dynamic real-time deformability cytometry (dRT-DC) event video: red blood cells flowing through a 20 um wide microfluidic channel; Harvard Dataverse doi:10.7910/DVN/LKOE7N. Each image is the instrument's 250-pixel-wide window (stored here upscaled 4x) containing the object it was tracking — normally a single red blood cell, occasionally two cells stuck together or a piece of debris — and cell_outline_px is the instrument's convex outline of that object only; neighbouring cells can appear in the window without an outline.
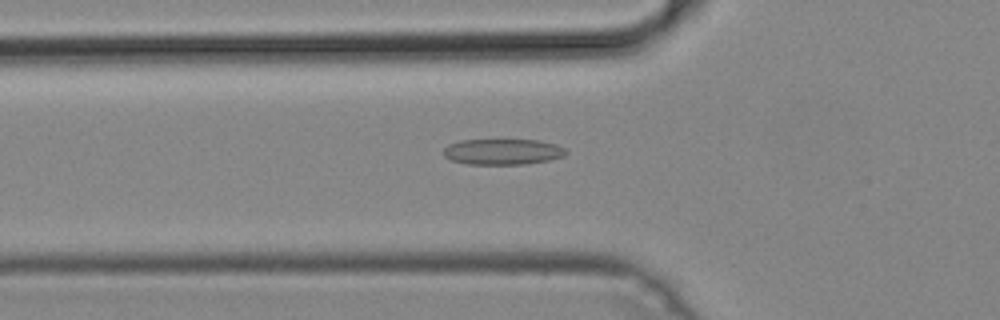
{"species": "common noctule bat (a hibernating species)", "species_latin": "Nyctalus noctula", "temperature_condition": "cold", "stored_images_in_passage": 44, "camera_frame_rate_fps": 3000, "um_per_image_px": 0.085, "animal": {"sex": "male", "body_mass_g": 19.2, "forearm_length_mm": 51.8}, "frame": {"image": 1, "passage_image": 11, "time_ms": 3.333, "image_size_px": [1000, 320], "cell_outline_px": [[568, 152], [564, 156], [548, 160], [524, 164], [468, 164], [452, 160], [444, 156], [444, 148], [448, 144], [460, 140], [540, 140], [556, 144], [564, 148]], "centroid_in_image_um": [42.73, 12.89], "position_along_channel_um": 83.1, "area_um2": 18.38}}
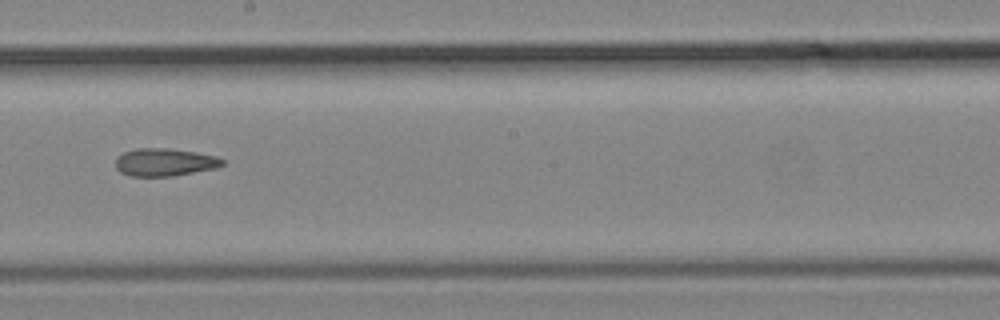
{"frame": {"image": 2, "passage_image": 22, "time_ms": 7.0, "image_size_px": [1000, 320], "cell_outline_px": [[224, 164], [216, 168], [172, 176], [128, 176], [120, 172], [116, 168], [116, 156], [124, 152], [136, 148], [168, 148], [196, 152], [216, 156], [224, 160]], "centroid_in_image_um": [13.97, 13.78], "position_along_channel_um": 234.2, "area_um2": 17.34}}
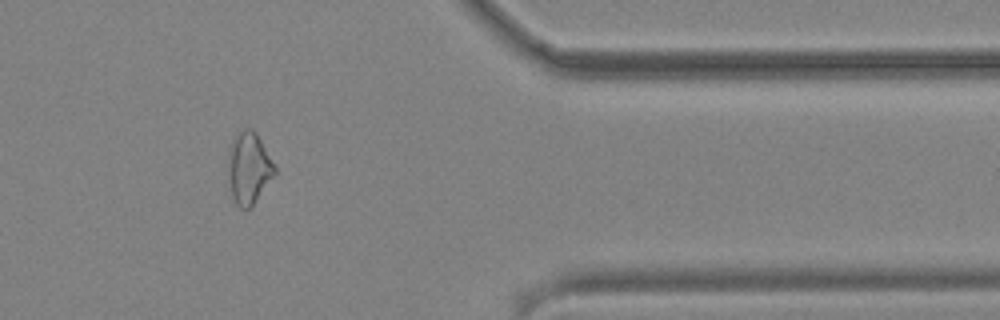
{"frame": {"image": 3, "passage_image": 35, "time_ms": 11.333, "image_size_px": [1000, 320], "cell_outline_px": [[276, 172], [252, 204], [248, 208], [240, 208], [236, 204], [232, 196], [228, 152], [228, 148], [236, 132], [244, 128], [252, 128], [256, 132], [276, 168]], "centroid_in_image_um": [21.14, 14.21], "position_along_channel_um": 390.3, "area_um2": 18.9}}